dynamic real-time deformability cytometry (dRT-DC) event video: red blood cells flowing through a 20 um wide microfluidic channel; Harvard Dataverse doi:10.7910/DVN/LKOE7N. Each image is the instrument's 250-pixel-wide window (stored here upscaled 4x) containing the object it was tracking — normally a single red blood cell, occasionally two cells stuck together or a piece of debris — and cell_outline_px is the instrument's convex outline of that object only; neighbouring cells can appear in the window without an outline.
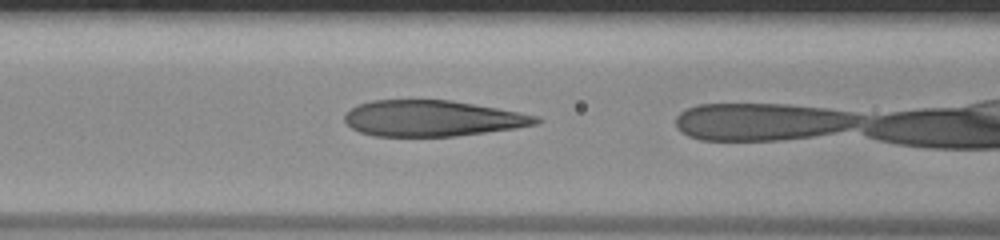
{"species": "human", "species_latin": "Homo sapiens", "temperature_condition": "room temperature", "stored_images_in_passage": 9, "camera_frame_rate_fps": 3000, "um_per_image_px": 0.085, "donor": {"sex": "male"}, "frame": {"image": 1, "passage_image": 3, "time_ms": 0.667, "image_size_px": [1000, 240], "cell_outline_px": [[544, 120], [536, 124], [516, 128], [456, 136], [376, 136], [360, 132], [352, 128], [344, 120], [344, 112], [356, 104], [372, 100], [452, 100], [520, 112], [536, 116]], "centroid_in_image_um": [36.72, 10.05], "position_along_channel_um": 129.9, "area_um2": 40.23}}
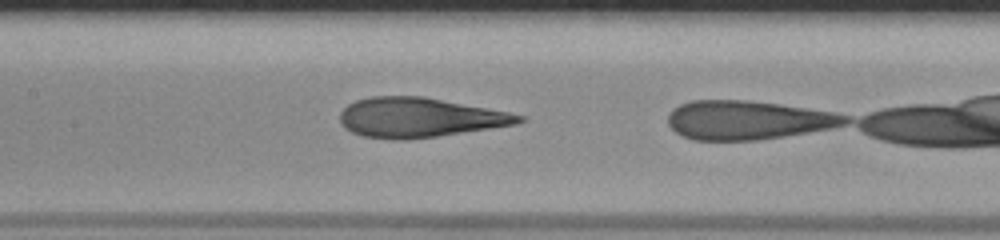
{"frame": {"image": 2, "passage_image": 6, "time_ms": 1.667, "image_size_px": [1000, 240], "cell_outline_px": [[528, 120], [516, 124], [436, 136], [404, 140], [396, 140], [364, 136], [352, 132], [344, 128], [340, 124], [340, 112], [348, 104], [356, 100], [372, 96], [424, 96], [508, 112], [524, 116]], "centroid_in_image_um": [35.62, 9.98], "position_along_channel_um": 171.8, "area_um2": 41.15}}